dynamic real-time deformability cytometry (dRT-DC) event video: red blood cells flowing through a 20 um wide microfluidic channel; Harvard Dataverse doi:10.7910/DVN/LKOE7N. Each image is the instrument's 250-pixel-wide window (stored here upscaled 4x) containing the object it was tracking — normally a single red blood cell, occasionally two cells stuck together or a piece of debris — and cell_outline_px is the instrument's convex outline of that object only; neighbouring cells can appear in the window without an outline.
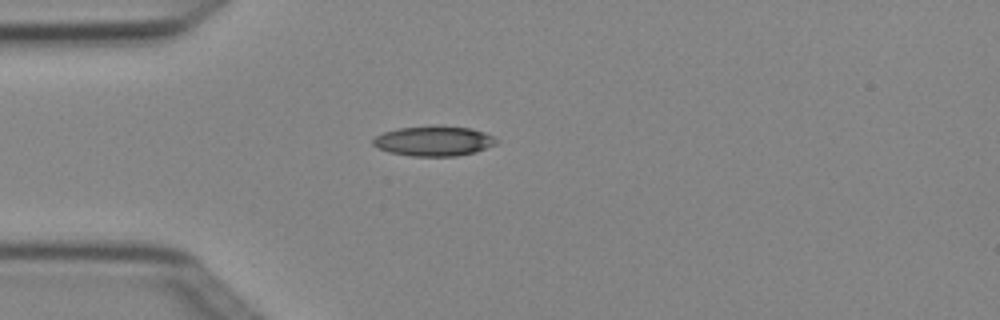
{"species": "Egyptian fruit bat (a non-hibernating species)", "species_latin": "Rousettus aegyptiacus", "temperature_condition": "cold", "stored_images_in_passage": 2, "camera_frame_rate_fps": 3000, "um_per_image_px": 0.085, "animal": {"sex": "female"}, "frame": {"image": 1, "passage_image": 1, "time_ms": 0.0, "image_size_px": [1000, 320], "cell_outline_px": [[496, 144], [476, 152], [456, 156], [412, 156], [388, 152], [372, 144], [372, 140], [376, 136], [384, 132], [400, 128], [472, 128], [484, 132], [492, 136], [496, 140]], "centroid_in_image_um": [36.87, 12.03], "position_along_channel_um": 48.1, "area_um2": 20.69}}